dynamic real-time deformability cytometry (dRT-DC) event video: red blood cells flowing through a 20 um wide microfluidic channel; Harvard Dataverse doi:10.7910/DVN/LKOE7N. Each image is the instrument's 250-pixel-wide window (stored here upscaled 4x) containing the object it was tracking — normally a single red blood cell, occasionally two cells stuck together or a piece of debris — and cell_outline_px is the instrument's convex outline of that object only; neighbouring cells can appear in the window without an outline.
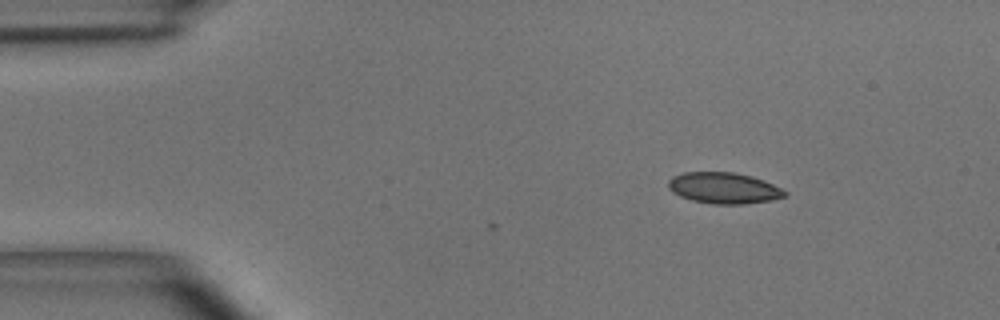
{"species": "common noctule bat (a hibernating species)", "species_latin": "Nyctalus noctula", "temperature_condition": "room temperature", "stored_images_in_passage": 2, "camera_frame_rate_fps": 3000, "um_per_image_px": 0.085, "animal": {"sex": "male", "body_mass_g": 15.6}, "frame": {"image": 1, "passage_image": 2, "time_ms": 0.333, "image_size_px": [1000, 320], "cell_outline_px": [[788, 196], [772, 200], [744, 204], [712, 204], [692, 200], [680, 196], [672, 192], [668, 188], [668, 180], [672, 176], [684, 172], [736, 172], [752, 176], [764, 180], [788, 192]], "centroid_in_image_um": [61.53, 15.98], "position_along_channel_um": 23.5, "area_um2": 21.33}}